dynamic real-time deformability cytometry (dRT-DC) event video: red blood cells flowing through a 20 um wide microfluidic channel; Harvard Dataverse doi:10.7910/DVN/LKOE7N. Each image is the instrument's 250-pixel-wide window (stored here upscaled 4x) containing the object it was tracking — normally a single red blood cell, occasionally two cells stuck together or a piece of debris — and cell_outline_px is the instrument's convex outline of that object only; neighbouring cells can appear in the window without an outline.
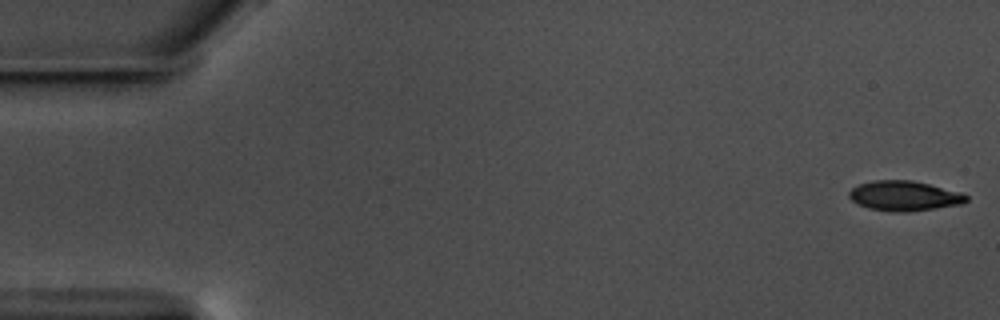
{"species": "common noctule bat (a hibernating species)", "species_latin": "Nyctalus noctula", "temperature_condition": "warm", "stored_images_in_passage": 14, "camera_frame_rate_fps": 3000, "um_per_image_px": 0.085, "animal": {"sex": "male", "body_mass_g": 17.5, "forearm_length_mm": 52.3}, "frame": {"image": 1, "passage_image": 1, "time_ms": 0.0, "image_size_px": [1000, 320], "cell_outline_px": [[968, 200], [964, 204], [908, 212], [892, 212], [868, 208], [852, 200], [848, 196], [848, 192], [852, 188], [860, 184], [872, 180], [912, 180], [960, 192], [968, 196]], "centroid_in_image_um": [76.87, 16.65], "position_along_channel_um": 8.1, "area_um2": 20.46}}